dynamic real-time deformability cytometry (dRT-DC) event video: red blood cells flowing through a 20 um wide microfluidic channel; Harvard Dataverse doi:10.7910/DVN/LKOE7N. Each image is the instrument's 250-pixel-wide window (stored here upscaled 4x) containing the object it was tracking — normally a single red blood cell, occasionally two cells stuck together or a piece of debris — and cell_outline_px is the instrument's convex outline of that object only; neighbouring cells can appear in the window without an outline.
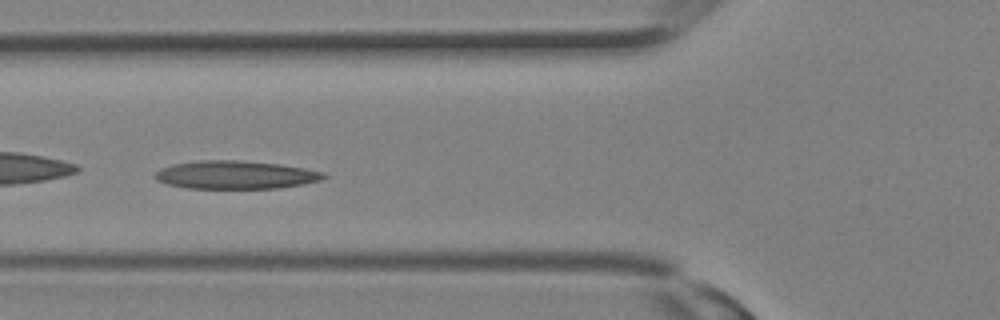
{"species": "Egyptian fruit bat (a non-hibernating species)", "species_latin": "Rousettus aegyptiacus", "temperature_condition": "room temperature", "stored_images_in_passage": 21, "camera_frame_rate_fps": 3000, "um_per_image_px": 0.085, "animal": {"sex": "female"}, "frame": {"image": 1, "passage_image": 12, "time_ms": 3.667, "image_size_px": [1000, 320], "cell_outline_px": [[328, 176], [320, 180], [300, 184], [276, 188], [188, 188], [168, 184], [156, 180], [152, 176], [160, 168], [172, 164], [196, 160], [236, 160], [280, 164], [304, 168], [324, 172]], "centroid_in_image_um": [19.97, 14.85], "position_along_channel_um": 105.8, "area_um2": 27.63}}
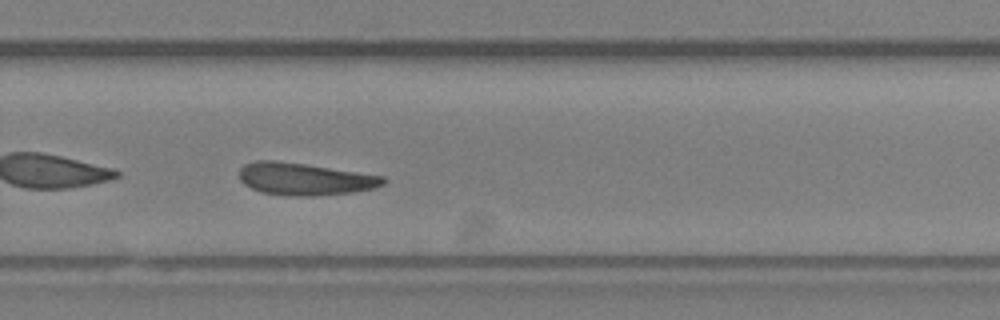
{"frame": {"image": 2, "passage_image": 21, "time_ms": 6.667, "image_size_px": [1000, 320], "cell_outline_px": [[388, 180], [384, 184], [376, 188], [352, 192], [312, 196], [288, 196], [260, 192], [244, 184], [240, 180], [240, 168], [244, 164], [256, 160], [276, 160], [304, 164], [384, 176]], "centroid_in_image_um": [25.89, 15.22], "position_along_channel_um": 303.9, "area_um2": 27.11}}